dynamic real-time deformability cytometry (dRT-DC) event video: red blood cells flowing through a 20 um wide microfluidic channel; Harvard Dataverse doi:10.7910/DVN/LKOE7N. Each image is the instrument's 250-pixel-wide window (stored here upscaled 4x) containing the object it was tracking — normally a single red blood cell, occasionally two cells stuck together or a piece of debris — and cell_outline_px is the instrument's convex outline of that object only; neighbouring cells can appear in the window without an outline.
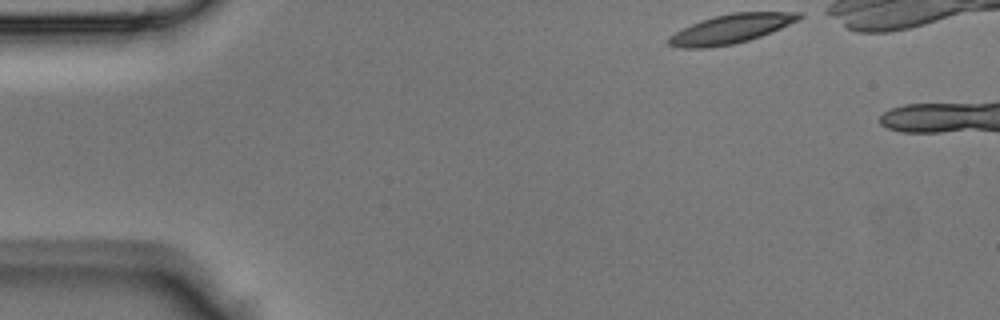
{"species": "Egyptian fruit bat (a non-hibernating species)", "species_latin": "Rousettus aegyptiacus", "temperature_condition": "room temperature", "stored_images_in_passage": 4, "camera_frame_rate_fps": 3000, "um_per_image_px": 0.085, "animal": {"sex": "male"}, "frame": {"image": 1, "passage_image": 1, "time_ms": 0.0, "image_size_px": [1000, 320], "cell_outline_px": [[804, 16], [780, 28], [760, 36], [748, 40], [732, 44], [708, 48], [680, 48], [668, 44], [668, 36], [700, 20], [732, 12], [804, 12]], "centroid_in_image_um": [62.11, 2.45], "position_along_channel_um": 22.9, "area_um2": 21.85}}